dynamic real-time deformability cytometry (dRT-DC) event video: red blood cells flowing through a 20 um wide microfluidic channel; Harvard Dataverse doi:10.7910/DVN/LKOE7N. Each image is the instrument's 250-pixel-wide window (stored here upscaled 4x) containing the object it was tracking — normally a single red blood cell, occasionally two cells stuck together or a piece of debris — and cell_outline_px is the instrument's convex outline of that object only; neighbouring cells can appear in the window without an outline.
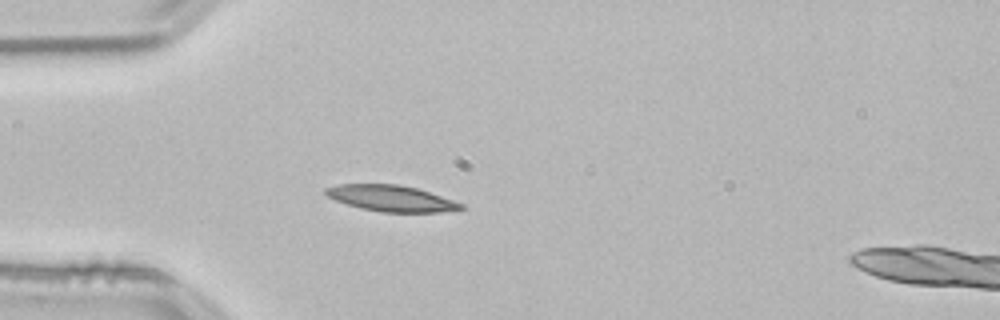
{"species": "common noctule bat (a hibernating species)", "species_latin": "Nyctalus noctula", "temperature_condition": "room temperature", "stored_images_in_passage": 39, "camera_frame_rate_fps": 3000, "um_per_image_px": 0.085, "animal": {"sex": "male", "body_mass_g": 21.5, "forearm_length_mm": 52.0}, "frame": {"image": 1, "passage_image": 1, "time_ms": 0.0, "image_size_px": [1000, 320], "cell_outline_px": [[464, 208], [440, 212], [380, 212], [360, 208], [336, 200], [328, 196], [324, 192], [324, 188], [340, 184], [400, 184], [416, 188], [464, 204]], "centroid_in_image_um": [33.22, 16.85], "position_along_channel_um": 51.8, "area_um2": 20.35}}
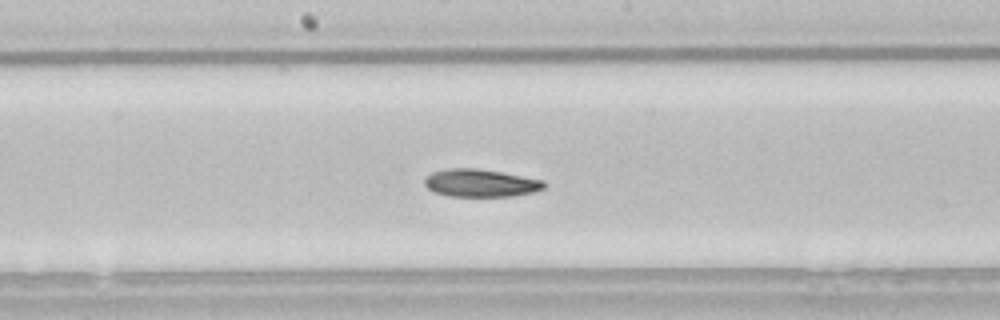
{"frame": {"image": 2, "passage_image": 14, "time_ms": 4.333, "image_size_px": [1000, 320], "cell_outline_px": [[544, 188], [532, 192], [512, 196], [448, 196], [436, 192], [428, 188], [424, 184], [424, 180], [432, 172], [448, 168], [476, 168], [500, 172], [544, 180]], "centroid_in_image_um": [40.83, 15.55], "position_along_channel_um": 207.4, "area_um2": 19.07}}
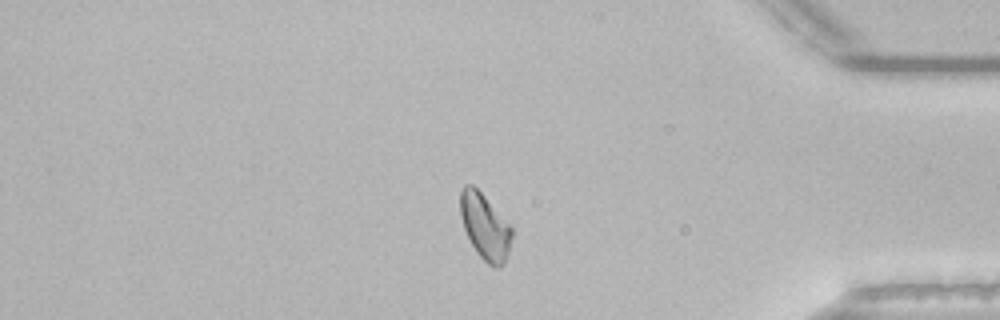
{"frame": {"image": 3, "passage_image": 31, "time_ms": 10.0, "image_size_px": [1000, 320], "cell_outline_px": [[512, 236], [508, 252], [504, 264], [500, 268], [492, 268], [476, 252], [464, 228], [460, 216], [460, 192], [464, 184], [472, 184], [484, 196], [512, 228]], "centroid_in_image_um": [41.21, 19.28], "position_along_channel_um": 394.0, "area_um2": 19.54}, "authors_computed_cell_mechanics": {"area_um2": 19.5942, "velocity_mm_per_s": 3.813, "shape_relaxation_time_tau1_ms": null, "shape_relaxation_time_tau2_ms": 4.6523, "deformation_change_tau1": null, "deformation_change_tau2": 0.098}}